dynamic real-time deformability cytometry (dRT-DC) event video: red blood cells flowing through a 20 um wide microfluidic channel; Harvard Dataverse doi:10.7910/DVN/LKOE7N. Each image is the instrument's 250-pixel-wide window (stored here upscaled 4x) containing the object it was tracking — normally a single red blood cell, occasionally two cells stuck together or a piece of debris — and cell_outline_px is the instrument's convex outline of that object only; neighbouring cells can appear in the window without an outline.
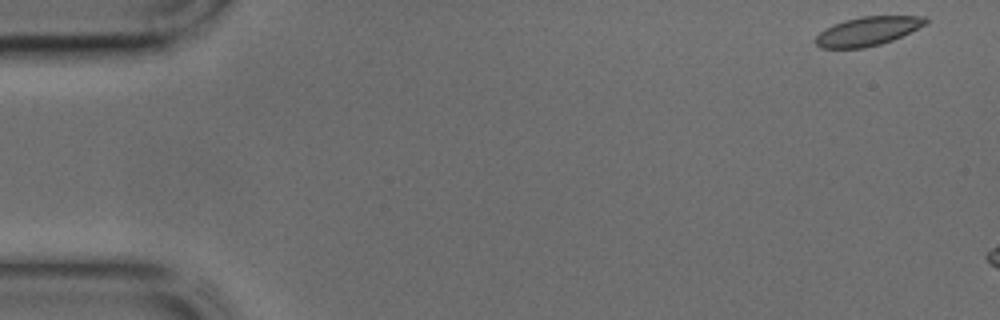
{"species": "common noctule bat (a hibernating species)", "species_latin": "Nyctalus noctula", "temperature_condition": "cold", "stored_images_in_passage": 6, "camera_frame_rate_fps": 3000, "um_per_image_px": 0.085, "animal": {"sex": "male", "body_mass_g": 17.9, "forearm_length_mm": 54.2}, "frame": {"image": 1, "passage_image": 1, "time_ms": 0.0, "image_size_px": [1000, 320], "cell_outline_px": [[928, 24], [892, 40], [880, 44], [864, 48], [820, 48], [816, 44], [816, 36], [824, 28], [844, 20], [860, 16], [924, 16], [928, 20]], "centroid_in_image_um": [73.76, 2.64], "position_along_channel_um": 11.2, "area_um2": 18.55}}